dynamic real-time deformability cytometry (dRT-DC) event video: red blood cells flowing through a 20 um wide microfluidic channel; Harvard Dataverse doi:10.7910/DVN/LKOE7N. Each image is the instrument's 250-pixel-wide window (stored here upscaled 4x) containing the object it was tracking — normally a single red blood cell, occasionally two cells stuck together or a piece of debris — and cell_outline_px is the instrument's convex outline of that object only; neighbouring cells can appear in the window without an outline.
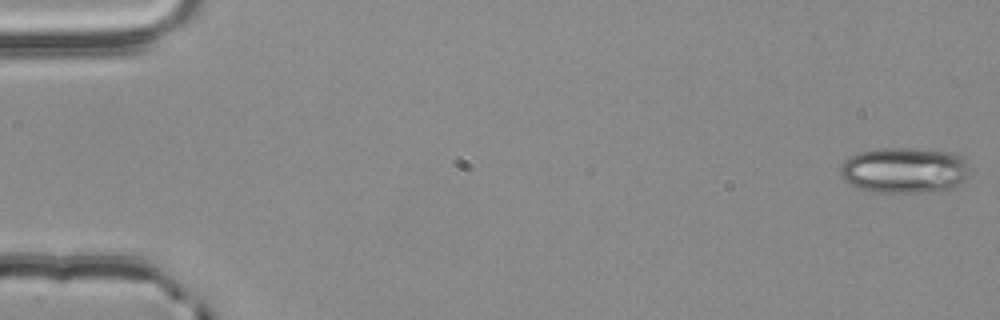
{"species": "common noctule bat (a hibernating species)", "species_latin": "Nyctalus noctula", "temperature_condition": "room temperature", "stored_images_in_passage": 55, "camera_frame_rate_fps": 3000, "um_per_image_px": 0.085, "animal": {"sex": "male", "body_mass_g": 20.4}, "frame": {"image": 1, "passage_image": 1, "time_ms": 0.0, "image_size_px": [1000, 320], "cell_outline_px": [[972, 176], [956, 188], [920, 192], [872, 192], [848, 184], [840, 176], [840, 164], [848, 156], [860, 152], [884, 148], [908, 148], [948, 152], [960, 156], [968, 160], [972, 168]], "centroid_in_image_um": [76.93, 14.48], "position_along_channel_um": 8.1, "area_um2": 35.2}}
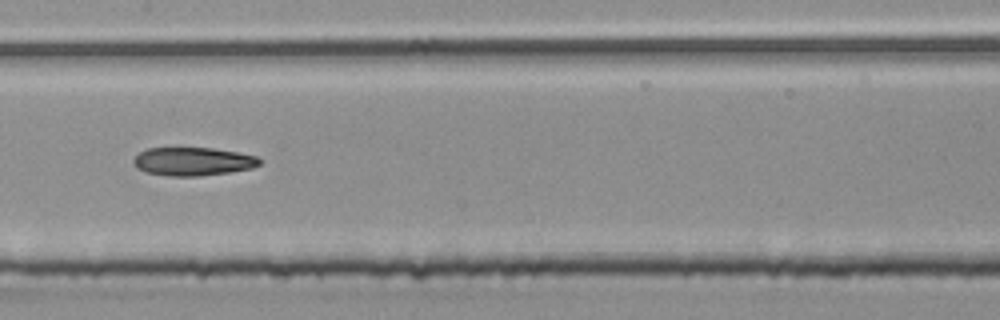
{"frame": {"image": 2, "passage_image": 28, "time_ms": 9.0, "image_size_px": [1000, 320], "cell_outline_px": [[264, 160], [260, 164], [252, 168], [228, 172], [200, 176], [168, 176], [148, 172], [140, 168], [132, 160], [140, 152], [148, 148], [212, 148], [236, 152], [256, 156]], "centroid_in_image_um": [16.45, 13.72], "position_along_channel_um": 190.9, "area_um2": 20.58}}
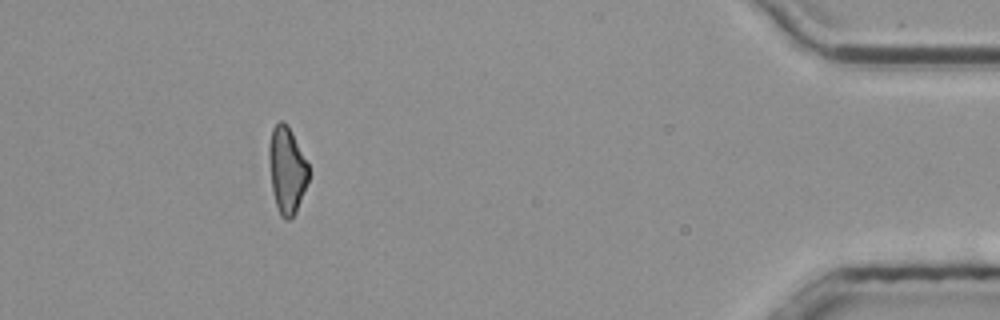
{"frame": {"image": 3, "passage_image": 50, "time_ms": 16.333, "image_size_px": [1000, 320], "cell_outline_px": [[308, 180], [296, 212], [288, 220], [284, 220], [280, 216], [272, 192], [268, 156], [268, 144], [272, 128], [280, 120], [288, 124], [308, 164]], "centroid_in_image_um": [24.36, 14.44], "position_along_channel_um": 410.8, "area_um2": 20.0}}